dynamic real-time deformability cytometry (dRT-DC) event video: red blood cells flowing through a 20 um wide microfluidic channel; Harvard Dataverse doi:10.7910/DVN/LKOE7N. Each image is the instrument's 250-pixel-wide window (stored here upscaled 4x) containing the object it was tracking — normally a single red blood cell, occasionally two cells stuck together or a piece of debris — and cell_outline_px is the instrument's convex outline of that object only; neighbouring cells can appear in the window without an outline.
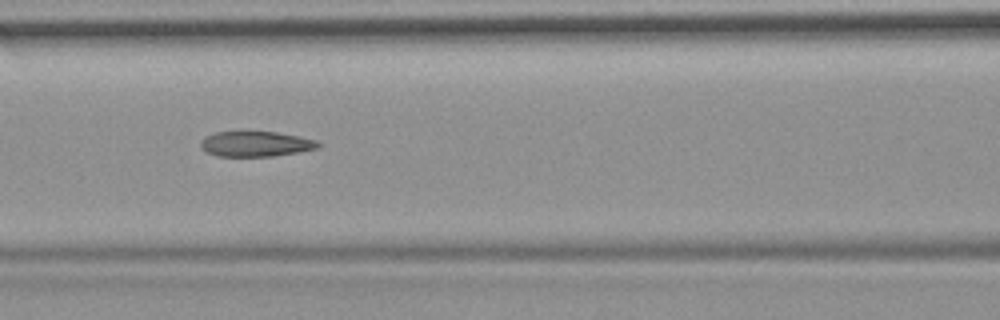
{"species": "common noctule bat (a hibernating species)", "species_latin": "Nyctalus noctula", "temperature_condition": "room temperature", "stored_images_in_passage": 11, "camera_frame_rate_fps": 3000, "um_per_image_px": 0.085, "animal": {"sex": "female", "body_mass_g": 19.9}, "frame": {"image": 1, "passage_image": 7, "time_ms": 7.667, "image_size_px": [1000, 320], "cell_outline_px": [[320, 144], [316, 148], [296, 152], [272, 156], [216, 156], [208, 152], [200, 144], [204, 136], [216, 132], [276, 132], [300, 136], [316, 140]], "centroid_in_image_um": [21.73, 12.23], "position_along_channel_um": 144.9, "area_um2": 16.99}}
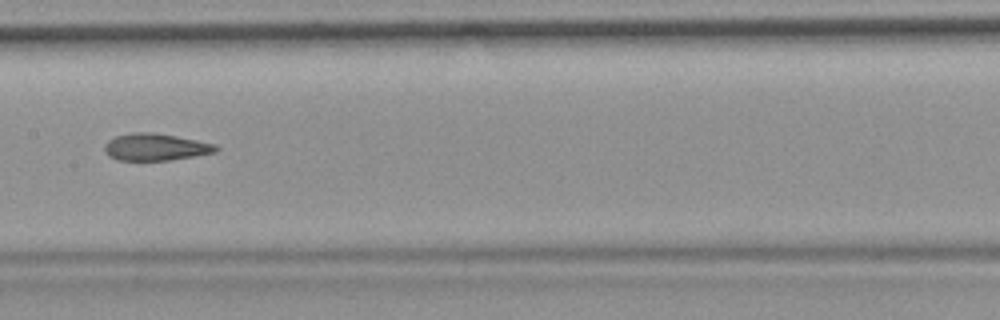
{"frame": {"image": 2, "passage_image": 8, "time_ms": 9.0, "image_size_px": [1000, 320], "cell_outline_px": [[220, 148], [216, 152], [172, 160], [120, 160], [108, 156], [104, 148], [104, 144], [108, 140], [116, 136], [132, 132], [152, 132], [176, 136], [216, 144]], "centroid_in_image_um": [13.23, 12.49], "position_along_channel_um": 194.2, "area_um2": 17.57}}